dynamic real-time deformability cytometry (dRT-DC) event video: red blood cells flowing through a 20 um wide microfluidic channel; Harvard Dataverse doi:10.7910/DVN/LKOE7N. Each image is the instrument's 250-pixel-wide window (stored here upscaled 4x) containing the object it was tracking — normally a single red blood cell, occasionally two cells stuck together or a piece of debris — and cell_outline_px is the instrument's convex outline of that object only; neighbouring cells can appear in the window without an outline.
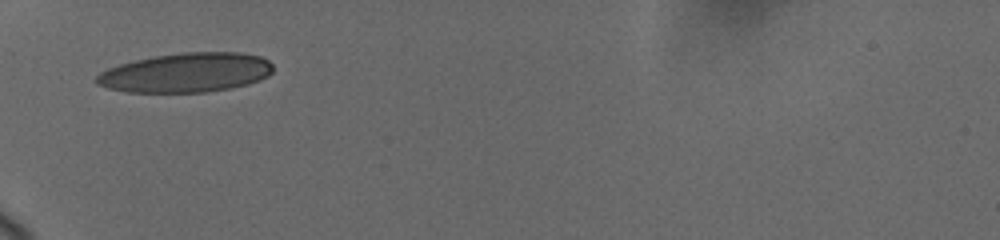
{"species": "human", "species_latin": "Homo sapiens", "temperature_condition": "cold", "stored_images_in_passage": 4, "camera_frame_rate_fps": 3000, "um_per_image_px": 0.085, "donor": {"sex": "female"}, "frame": {"image": 1, "passage_image": 1, "time_ms": 0.0, "image_size_px": [1000, 240], "cell_outline_px": [[272, 72], [268, 76], [260, 80], [248, 84], [232, 88], [204, 92], [128, 92], [108, 88], [96, 84], [96, 76], [100, 72], [108, 68], [120, 64], [136, 60], [156, 56], [184, 52], [240, 52], [260, 56], [268, 60], [272, 64]], "centroid_in_image_um": [15.84, 6.17], "position_along_channel_um": 69.2, "area_um2": 40.52}}